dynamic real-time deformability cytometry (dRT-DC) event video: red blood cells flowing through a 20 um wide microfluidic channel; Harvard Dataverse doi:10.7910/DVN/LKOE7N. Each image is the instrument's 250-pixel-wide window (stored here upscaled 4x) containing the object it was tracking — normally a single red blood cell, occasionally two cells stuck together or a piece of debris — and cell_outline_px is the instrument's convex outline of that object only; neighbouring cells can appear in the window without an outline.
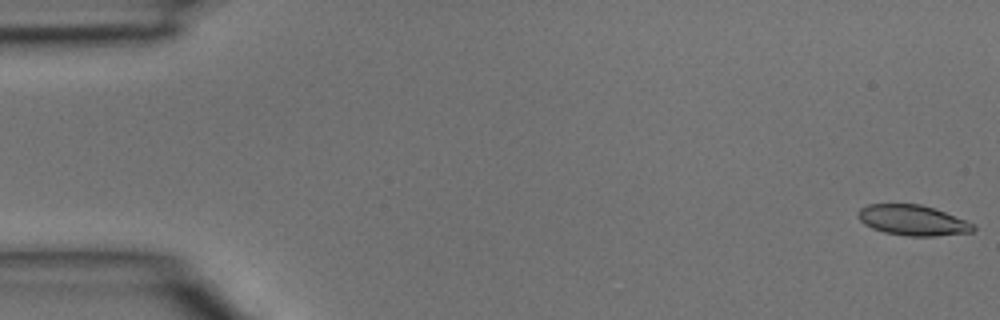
{"species": "common noctule bat (a hibernating species)", "species_latin": "Nyctalus noctula", "temperature_condition": "room temperature", "stored_images_in_passage": 40, "camera_frame_rate_fps": 3000, "um_per_image_px": 0.085, "animal": {"sex": "male", "body_mass_g": 15.6}, "frame": {"image": 1, "passage_image": 1, "time_ms": 0.0, "image_size_px": [1000, 320], "cell_outline_px": [[976, 228], [972, 232], [936, 236], [908, 236], [884, 232], [872, 228], [864, 224], [856, 216], [860, 208], [868, 204], [920, 204], [944, 212], [976, 224]], "centroid_in_image_um": [77.57, 18.73], "position_along_channel_um": 7.4, "area_um2": 20.4}}
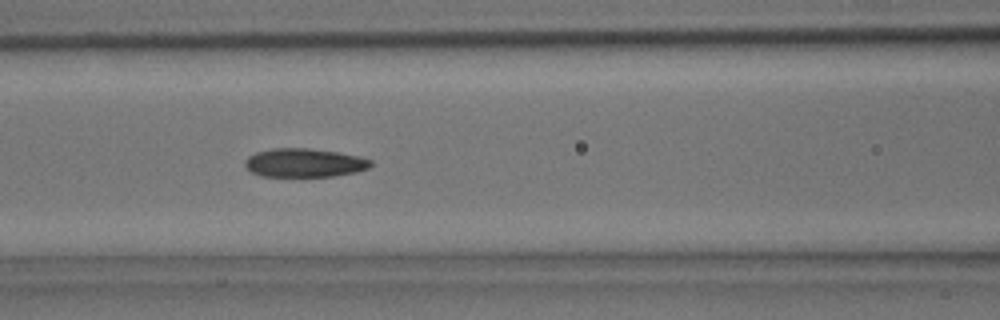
{"frame": {"image": 2, "passage_image": 17, "time_ms": 5.333, "image_size_px": [1000, 320], "cell_outline_px": [[372, 164], [368, 168], [356, 172], [332, 176], [260, 176], [252, 172], [244, 164], [244, 160], [248, 156], [256, 152], [272, 148], [308, 148], [336, 152], [360, 156], [372, 160]], "centroid_in_image_um": [25.86, 13.83], "position_along_channel_um": 140.7, "area_um2": 20.98}}
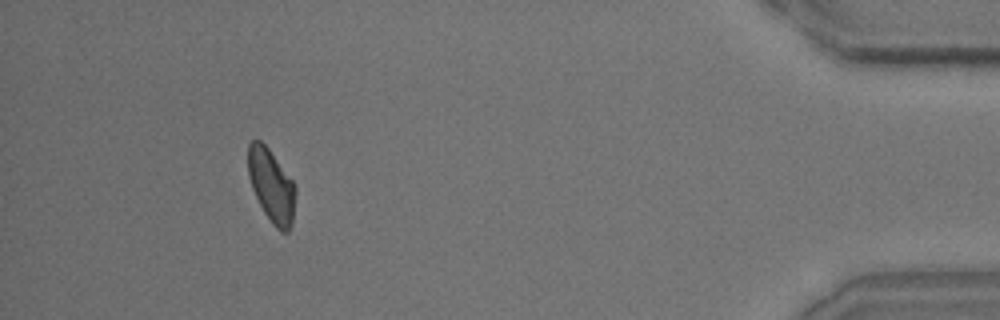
{"frame": {"image": 3, "passage_image": 37, "time_ms": 12.0, "image_size_px": [1000, 320], "cell_outline_px": [[296, 192], [292, 224], [288, 232], [280, 232], [272, 224], [264, 212], [252, 188], [248, 176], [248, 144], [252, 140], [260, 140], [268, 148], [296, 184]], "centroid_in_image_um": [23.08, 15.79], "position_along_channel_um": 412.1, "area_um2": 20.29}}